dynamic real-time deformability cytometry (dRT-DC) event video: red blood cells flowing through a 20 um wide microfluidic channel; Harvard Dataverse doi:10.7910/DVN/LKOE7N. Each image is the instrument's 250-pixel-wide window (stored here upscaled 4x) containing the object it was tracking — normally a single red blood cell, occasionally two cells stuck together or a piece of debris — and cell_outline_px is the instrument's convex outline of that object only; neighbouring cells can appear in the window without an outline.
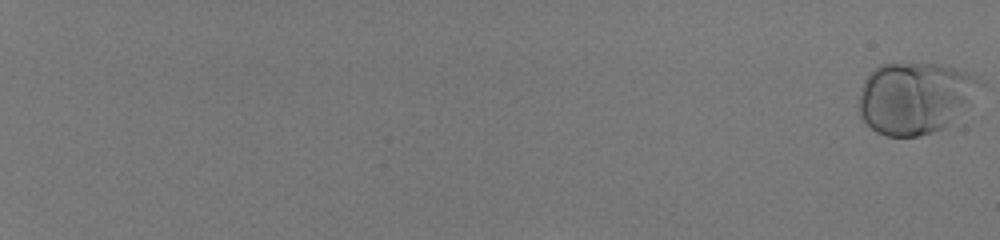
{"species": "human", "species_latin": "Homo sapiens", "temperature_condition": "room temperature", "stored_images_in_passage": 38, "camera_frame_rate_fps": 3000, "um_per_image_px": 0.085, "donor": {"sex": "male"}, "frame": {"image": 1, "passage_image": 1, "time_ms": 0.0, "image_size_px": [1000, 240], "cell_outline_px": [[984, 88], [952, 124], [944, 128], [932, 132], [916, 136], [888, 136], [876, 132], [860, 116], [860, 88], [864, 80], [880, 64], [940, 64], [964, 72], [984, 80]], "centroid_in_image_um": [77.84, 8.32], "position_along_channel_um": 7.2, "area_um2": 50.75}}
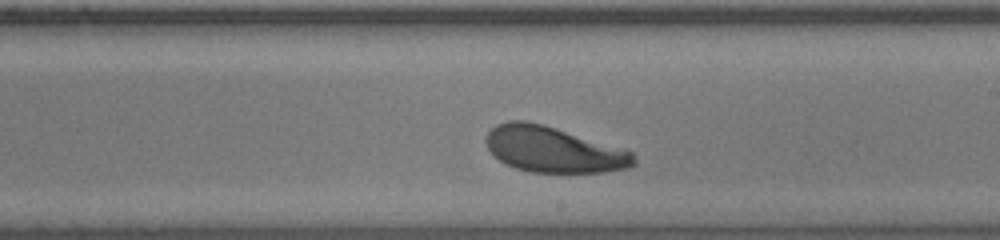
{"frame": {"image": 2, "passage_image": 26, "time_ms": 8.333, "image_size_px": [1000, 240], "cell_outline_px": [[636, 164], [628, 168], [604, 172], [532, 172], [516, 168], [500, 160], [488, 148], [484, 140], [488, 132], [496, 124], [508, 120], [524, 120], [544, 124], [632, 152], [636, 156]], "centroid_in_image_um": [47.02, 12.7], "position_along_channel_um": 242.0, "area_um2": 39.07}}
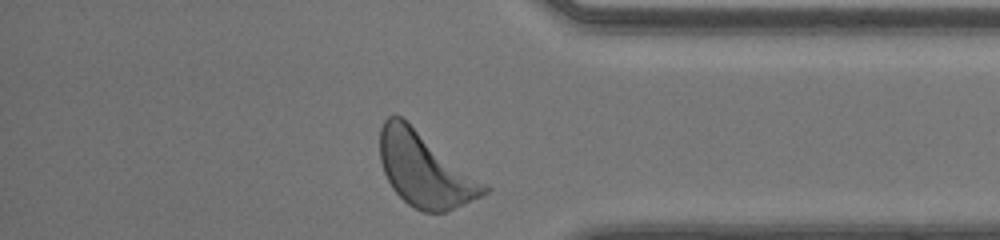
{"frame": {"image": 3, "passage_image": 38, "time_ms": 12.333, "image_size_px": [1000, 240], "cell_outline_px": [[492, 188], [488, 192], [480, 196], [444, 212], [424, 212], [408, 204], [392, 188], [384, 172], [380, 160], [380, 128], [384, 120], [388, 116], [400, 116], [488, 184]], "centroid_in_image_um": [36.12, 14.41], "position_along_channel_um": 399.1, "area_um2": 44.51}, "authors_computed_cell_mechanics": {"area_um2": 40.2577, "velocity_mm_per_s": 4.028, "shape_relaxation_time_tau1_ms": 2.9298, "shape_relaxation_time_tau2_ms": 5.4788, "deformation_change_tau1": 0.1421, "deformation_change_tau2": 0.1543}}